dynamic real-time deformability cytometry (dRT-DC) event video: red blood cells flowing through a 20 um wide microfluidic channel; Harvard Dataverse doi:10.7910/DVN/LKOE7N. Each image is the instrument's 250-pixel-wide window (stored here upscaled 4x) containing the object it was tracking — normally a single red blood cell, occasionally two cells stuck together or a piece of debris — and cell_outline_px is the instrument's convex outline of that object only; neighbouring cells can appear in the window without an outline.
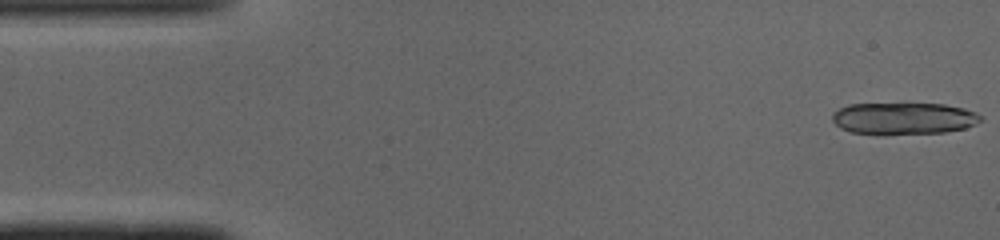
{"species": "common noctule bat (a hibernating species)", "species_latin": "Nyctalus noctula", "temperature_condition": "cold", "stored_images_in_passage": 42, "camera_frame_rate_fps": 3000, "um_per_image_px": 0.085, "animal": {"sex": "male", "body_mass_g": 19.0, "forearm_length_mm": 50.8}, "frame": {"image": 1, "passage_image": 1, "time_ms": 0.0, "image_size_px": [1000, 240], "cell_outline_px": [[984, 120], [964, 128], [944, 132], [848, 132], [840, 128], [832, 120], [832, 112], [848, 104], [944, 104], [964, 108], [976, 112], [984, 116]], "centroid_in_image_um": [76.84, 10.03], "position_along_channel_um": 8.2, "area_um2": 26.88}}
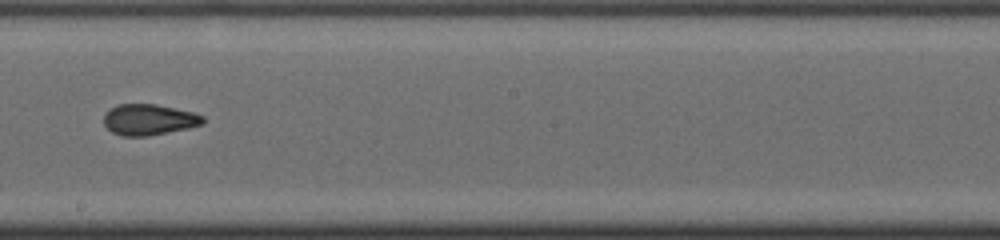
{"frame": {"image": 2, "passage_image": 27, "time_ms": 8.667, "image_size_px": [1000, 240], "cell_outline_px": [[204, 124], [188, 128], [148, 136], [124, 136], [112, 132], [104, 124], [104, 116], [112, 108], [120, 104], [156, 104], [192, 112], [204, 116]], "centroid_in_image_um": [12.68, 10.17], "position_along_channel_um": 235.5, "area_um2": 17.69}}
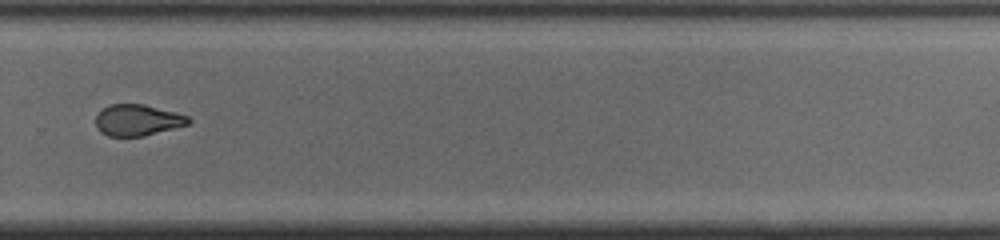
{"frame": {"image": 3, "passage_image": 33, "time_ms": 10.667, "image_size_px": [1000, 240], "cell_outline_px": [[192, 120], [188, 124], [144, 136], [108, 136], [100, 132], [96, 128], [96, 116], [108, 104], [144, 104], [176, 112], [188, 116]], "centroid_in_image_um": [11.68, 10.21], "position_along_channel_um": 318.1, "area_um2": 16.88}, "authors_computed_cell_mechanics": {"area_um2": 18.4093, "velocity_mm_per_s": 4.1208, "shape_relaxation_time_tau1_ms": null, "shape_relaxation_time_tau2_ms": 2.6893, "deformation_change_tau1": null, "deformation_change_tau2": 0.1099}}